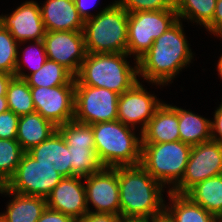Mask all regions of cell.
Wrapping results in <instances>:
<instances>
[{"label":"cell","mask_w":222,"mask_h":222,"mask_svg":"<svg viewBox=\"0 0 222 222\" xmlns=\"http://www.w3.org/2000/svg\"><path fill=\"white\" fill-rule=\"evenodd\" d=\"M182 21L177 20L154 40L150 49L138 61V77L154 85H168L181 69L189 65L193 53L183 32Z\"/></svg>","instance_id":"cell-1"},{"label":"cell","mask_w":222,"mask_h":222,"mask_svg":"<svg viewBox=\"0 0 222 222\" xmlns=\"http://www.w3.org/2000/svg\"><path fill=\"white\" fill-rule=\"evenodd\" d=\"M120 215L124 220L155 219L165 215L163 185L140 164L118 167Z\"/></svg>","instance_id":"cell-2"},{"label":"cell","mask_w":222,"mask_h":222,"mask_svg":"<svg viewBox=\"0 0 222 222\" xmlns=\"http://www.w3.org/2000/svg\"><path fill=\"white\" fill-rule=\"evenodd\" d=\"M128 53H87L75 76V85L106 88L121 95L139 80L138 61L131 67Z\"/></svg>","instance_id":"cell-3"},{"label":"cell","mask_w":222,"mask_h":222,"mask_svg":"<svg viewBox=\"0 0 222 222\" xmlns=\"http://www.w3.org/2000/svg\"><path fill=\"white\" fill-rule=\"evenodd\" d=\"M95 151L103 167L134 166L141 162V137L118 120L92 124Z\"/></svg>","instance_id":"cell-4"},{"label":"cell","mask_w":222,"mask_h":222,"mask_svg":"<svg viewBox=\"0 0 222 222\" xmlns=\"http://www.w3.org/2000/svg\"><path fill=\"white\" fill-rule=\"evenodd\" d=\"M128 12L113 2L85 20L87 53H127Z\"/></svg>","instance_id":"cell-5"},{"label":"cell","mask_w":222,"mask_h":222,"mask_svg":"<svg viewBox=\"0 0 222 222\" xmlns=\"http://www.w3.org/2000/svg\"><path fill=\"white\" fill-rule=\"evenodd\" d=\"M192 146L182 142L141 144L140 165L171 191L182 179ZM172 185V186H171Z\"/></svg>","instance_id":"cell-6"},{"label":"cell","mask_w":222,"mask_h":222,"mask_svg":"<svg viewBox=\"0 0 222 222\" xmlns=\"http://www.w3.org/2000/svg\"><path fill=\"white\" fill-rule=\"evenodd\" d=\"M177 20L175 9L128 13L127 53L137 61Z\"/></svg>","instance_id":"cell-7"},{"label":"cell","mask_w":222,"mask_h":222,"mask_svg":"<svg viewBox=\"0 0 222 222\" xmlns=\"http://www.w3.org/2000/svg\"><path fill=\"white\" fill-rule=\"evenodd\" d=\"M63 178L52 162L37 161L24 152L15 173L4 186L17 194L46 198Z\"/></svg>","instance_id":"cell-8"},{"label":"cell","mask_w":222,"mask_h":222,"mask_svg":"<svg viewBox=\"0 0 222 222\" xmlns=\"http://www.w3.org/2000/svg\"><path fill=\"white\" fill-rule=\"evenodd\" d=\"M118 98L106 88L75 85L73 120L89 125L117 120Z\"/></svg>","instance_id":"cell-9"},{"label":"cell","mask_w":222,"mask_h":222,"mask_svg":"<svg viewBox=\"0 0 222 222\" xmlns=\"http://www.w3.org/2000/svg\"><path fill=\"white\" fill-rule=\"evenodd\" d=\"M222 174V143L208 140L192 146L188 163L181 181L171 190L186 194L203 180Z\"/></svg>","instance_id":"cell-10"},{"label":"cell","mask_w":222,"mask_h":222,"mask_svg":"<svg viewBox=\"0 0 222 222\" xmlns=\"http://www.w3.org/2000/svg\"><path fill=\"white\" fill-rule=\"evenodd\" d=\"M36 112L56 127L74 119L75 85L30 87Z\"/></svg>","instance_id":"cell-11"},{"label":"cell","mask_w":222,"mask_h":222,"mask_svg":"<svg viewBox=\"0 0 222 222\" xmlns=\"http://www.w3.org/2000/svg\"><path fill=\"white\" fill-rule=\"evenodd\" d=\"M43 43L47 59L62 65L75 77L87 55L83 31H48Z\"/></svg>","instance_id":"cell-12"},{"label":"cell","mask_w":222,"mask_h":222,"mask_svg":"<svg viewBox=\"0 0 222 222\" xmlns=\"http://www.w3.org/2000/svg\"><path fill=\"white\" fill-rule=\"evenodd\" d=\"M83 180L89 212L120 215L118 167H103ZM90 204L95 211H90Z\"/></svg>","instance_id":"cell-13"},{"label":"cell","mask_w":222,"mask_h":222,"mask_svg":"<svg viewBox=\"0 0 222 222\" xmlns=\"http://www.w3.org/2000/svg\"><path fill=\"white\" fill-rule=\"evenodd\" d=\"M162 103L138 81L131 89L119 95L117 120L134 129L141 123V133Z\"/></svg>","instance_id":"cell-14"},{"label":"cell","mask_w":222,"mask_h":222,"mask_svg":"<svg viewBox=\"0 0 222 222\" xmlns=\"http://www.w3.org/2000/svg\"><path fill=\"white\" fill-rule=\"evenodd\" d=\"M0 23L22 44L43 40L46 30L36 1H25L10 15H0Z\"/></svg>","instance_id":"cell-15"},{"label":"cell","mask_w":222,"mask_h":222,"mask_svg":"<svg viewBox=\"0 0 222 222\" xmlns=\"http://www.w3.org/2000/svg\"><path fill=\"white\" fill-rule=\"evenodd\" d=\"M84 177H64L46 197L47 207L71 216L75 221L82 219L88 212Z\"/></svg>","instance_id":"cell-16"},{"label":"cell","mask_w":222,"mask_h":222,"mask_svg":"<svg viewBox=\"0 0 222 222\" xmlns=\"http://www.w3.org/2000/svg\"><path fill=\"white\" fill-rule=\"evenodd\" d=\"M139 135L141 144L179 141L177 106L163 102Z\"/></svg>","instance_id":"cell-17"},{"label":"cell","mask_w":222,"mask_h":222,"mask_svg":"<svg viewBox=\"0 0 222 222\" xmlns=\"http://www.w3.org/2000/svg\"><path fill=\"white\" fill-rule=\"evenodd\" d=\"M40 11L46 32L84 29L85 21L79 15L74 0H46Z\"/></svg>","instance_id":"cell-18"},{"label":"cell","mask_w":222,"mask_h":222,"mask_svg":"<svg viewBox=\"0 0 222 222\" xmlns=\"http://www.w3.org/2000/svg\"><path fill=\"white\" fill-rule=\"evenodd\" d=\"M0 194L13 196L6 211L1 215L5 222H37L43 211L47 208L46 198L17 194L0 186Z\"/></svg>","instance_id":"cell-19"},{"label":"cell","mask_w":222,"mask_h":222,"mask_svg":"<svg viewBox=\"0 0 222 222\" xmlns=\"http://www.w3.org/2000/svg\"><path fill=\"white\" fill-rule=\"evenodd\" d=\"M37 161L52 162L54 169L63 177L72 176L70 151L61 133L57 130L47 140L27 151Z\"/></svg>","instance_id":"cell-20"},{"label":"cell","mask_w":222,"mask_h":222,"mask_svg":"<svg viewBox=\"0 0 222 222\" xmlns=\"http://www.w3.org/2000/svg\"><path fill=\"white\" fill-rule=\"evenodd\" d=\"M57 131V127L38 112L22 115L18 121L16 140L27 152L32 147L47 140Z\"/></svg>","instance_id":"cell-21"},{"label":"cell","mask_w":222,"mask_h":222,"mask_svg":"<svg viewBox=\"0 0 222 222\" xmlns=\"http://www.w3.org/2000/svg\"><path fill=\"white\" fill-rule=\"evenodd\" d=\"M170 207L165 205V216L171 222H220L202 206L194 203L185 194L166 191Z\"/></svg>","instance_id":"cell-22"},{"label":"cell","mask_w":222,"mask_h":222,"mask_svg":"<svg viewBox=\"0 0 222 222\" xmlns=\"http://www.w3.org/2000/svg\"><path fill=\"white\" fill-rule=\"evenodd\" d=\"M185 195L222 222V174L197 183Z\"/></svg>","instance_id":"cell-23"},{"label":"cell","mask_w":222,"mask_h":222,"mask_svg":"<svg viewBox=\"0 0 222 222\" xmlns=\"http://www.w3.org/2000/svg\"><path fill=\"white\" fill-rule=\"evenodd\" d=\"M15 77L24 79L30 87L49 88L61 85H75V77L62 65L50 59H47L35 73H15Z\"/></svg>","instance_id":"cell-24"},{"label":"cell","mask_w":222,"mask_h":222,"mask_svg":"<svg viewBox=\"0 0 222 222\" xmlns=\"http://www.w3.org/2000/svg\"><path fill=\"white\" fill-rule=\"evenodd\" d=\"M180 141L195 146L211 140V120L177 107Z\"/></svg>","instance_id":"cell-25"},{"label":"cell","mask_w":222,"mask_h":222,"mask_svg":"<svg viewBox=\"0 0 222 222\" xmlns=\"http://www.w3.org/2000/svg\"><path fill=\"white\" fill-rule=\"evenodd\" d=\"M217 0H174L179 20L189 19L206 27L213 19Z\"/></svg>","instance_id":"cell-26"},{"label":"cell","mask_w":222,"mask_h":222,"mask_svg":"<svg viewBox=\"0 0 222 222\" xmlns=\"http://www.w3.org/2000/svg\"><path fill=\"white\" fill-rule=\"evenodd\" d=\"M8 108L18 116L36 112L30 86L24 79L13 77L6 92Z\"/></svg>","instance_id":"cell-27"},{"label":"cell","mask_w":222,"mask_h":222,"mask_svg":"<svg viewBox=\"0 0 222 222\" xmlns=\"http://www.w3.org/2000/svg\"><path fill=\"white\" fill-rule=\"evenodd\" d=\"M70 151L72 176L86 177L103 168L95 147L68 146Z\"/></svg>","instance_id":"cell-28"},{"label":"cell","mask_w":222,"mask_h":222,"mask_svg":"<svg viewBox=\"0 0 222 222\" xmlns=\"http://www.w3.org/2000/svg\"><path fill=\"white\" fill-rule=\"evenodd\" d=\"M24 152L17 140L0 139V186L13 176Z\"/></svg>","instance_id":"cell-29"},{"label":"cell","mask_w":222,"mask_h":222,"mask_svg":"<svg viewBox=\"0 0 222 222\" xmlns=\"http://www.w3.org/2000/svg\"><path fill=\"white\" fill-rule=\"evenodd\" d=\"M57 130L64 137L67 146L95 147L92 126L75 120L59 125Z\"/></svg>","instance_id":"cell-30"},{"label":"cell","mask_w":222,"mask_h":222,"mask_svg":"<svg viewBox=\"0 0 222 222\" xmlns=\"http://www.w3.org/2000/svg\"><path fill=\"white\" fill-rule=\"evenodd\" d=\"M20 44L0 23V72L15 76Z\"/></svg>","instance_id":"cell-31"},{"label":"cell","mask_w":222,"mask_h":222,"mask_svg":"<svg viewBox=\"0 0 222 222\" xmlns=\"http://www.w3.org/2000/svg\"><path fill=\"white\" fill-rule=\"evenodd\" d=\"M34 44L31 46H28L22 53V59H19L20 53H18V59H17V64L15 68V73H22L23 67L21 63H25L27 67L31 69L30 74L35 73L38 71L43 64L47 60V54L45 51V46L43 43V40L40 41H34ZM31 47V48H30ZM21 60V62H20Z\"/></svg>","instance_id":"cell-32"},{"label":"cell","mask_w":222,"mask_h":222,"mask_svg":"<svg viewBox=\"0 0 222 222\" xmlns=\"http://www.w3.org/2000/svg\"><path fill=\"white\" fill-rule=\"evenodd\" d=\"M128 13L174 9V0H115Z\"/></svg>","instance_id":"cell-33"},{"label":"cell","mask_w":222,"mask_h":222,"mask_svg":"<svg viewBox=\"0 0 222 222\" xmlns=\"http://www.w3.org/2000/svg\"><path fill=\"white\" fill-rule=\"evenodd\" d=\"M19 118L11 110L0 113V139L16 140Z\"/></svg>","instance_id":"cell-34"},{"label":"cell","mask_w":222,"mask_h":222,"mask_svg":"<svg viewBox=\"0 0 222 222\" xmlns=\"http://www.w3.org/2000/svg\"><path fill=\"white\" fill-rule=\"evenodd\" d=\"M205 28L211 34L222 38V0H217L213 19Z\"/></svg>","instance_id":"cell-35"},{"label":"cell","mask_w":222,"mask_h":222,"mask_svg":"<svg viewBox=\"0 0 222 222\" xmlns=\"http://www.w3.org/2000/svg\"><path fill=\"white\" fill-rule=\"evenodd\" d=\"M121 215L88 212L76 222H123Z\"/></svg>","instance_id":"cell-36"},{"label":"cell","mask_w":222,"mask_h":222,"mask_svg":"<svg viewBox=\"0 0 222 222\" xmlns=\"http://www.w3.org/2000/svg\"><path fill=\"white\" fill-rule=\"evenodd\" d=\"M37 222H76L71 216L54 211L48 207L43 211Z\"/></svg>","instance_id":"cell-37"},{"label":"cell","mask_w":222,"mask_h":222,"mask_svg":"<svg viewBox=\"0 0 222 222\" xmlns=\"http://www.w3.org/2000/svg\"><path fill=\"white\" fill-rule=\"evenodd\" d=\"M211 138L222 143V102L214 112V120L211 121Z\"/></svg>","instance_id":"cell-38"},{"label":"cell","mask_w":222,"mask_h":222,"mask_svg":"<svg viewBox=\"0 0 222 222\" xmlns=\"http://www.w3.org/2000/svg\"><path fill=\"white\" fill-rule=\"evenodd\" d=\"M95 1L96 0H74L76 9L84 21L95 16L88 11L90 7H93V5L96 4Z\"/></svg>","instance_id":"cell-39"},{"label":"cell","mask_w":222,"mask_h":222,"mask_svg":"<svg viewBox=\"0 0 222 222\" xmlns=\"http://www.w3.org/2000/svg\"><path fill=\"white\" fill-rule=\"evenodd\" d=\"M14 75L0 72V96H6L7 87Z\"/></svg>","instance_id":"cell-40"},{"label":"cell","mask_w":222,"mask_h":222,"mask_svg":"<svg viewBox=\"0 0 222 222\" xmlns=\"http://www.w3.org/2000/svg\"><path fill=\"white\" fill-rule=\"evenodd\" d=\"M9 110L6 96H0V113Z\"/></svg>","instance_id":"cell-41"},{"label":"cell","mask_w":222,"mask_h":222,"mask_svg":"<svg viewBox=\"0 0 222 222\" xmlns=\"http://www.w3.org/2000/svg\"><path fill=\"white\" fill-rule=\"evenodd\" d=\"M123 222H155V219L123 220Z\"/></svg>","instance_id":"cell-42"},{"label":"cell","mask_w":222,"mask_h":222,"mask_svg":"<svg viewBox=\"0 0 222 222\" xmlns=\"http://www.w3.org/2000/svg\"><path fill=\"white\" fill-rule=\"evenodd\" d=\"M217 70H218V75H220V78L222 79V55L219 58V62L217 64Z\"/></svg>","instance_id":"cell-43"},{"label":"cell","mask_w":222,"mask_h":222,"mask_svg":"<svg viewBox=\"0 0 222 222\" xmlns=\"http://www.w3.org/2000/svg\"><path fill=\"white\" fill-rule=\"evenodd\" d=\"M155 222H171L165 215L161 218H155Z\"/></svg>","instance_id":"cell-44"},{"label":"cell","mask_w":222,"mask_h":222,"mask_svg":"<svg viewBox=\"0 0 222 222\" xmlns=\"http://www.w3.org/2000/svg\"><path fill=\"white\" fill-rule=\"evenodd\" d=\"M0 222H5V220L0 215Z\"/></svg>","instance_id":"cell-45"}]
</instances>
